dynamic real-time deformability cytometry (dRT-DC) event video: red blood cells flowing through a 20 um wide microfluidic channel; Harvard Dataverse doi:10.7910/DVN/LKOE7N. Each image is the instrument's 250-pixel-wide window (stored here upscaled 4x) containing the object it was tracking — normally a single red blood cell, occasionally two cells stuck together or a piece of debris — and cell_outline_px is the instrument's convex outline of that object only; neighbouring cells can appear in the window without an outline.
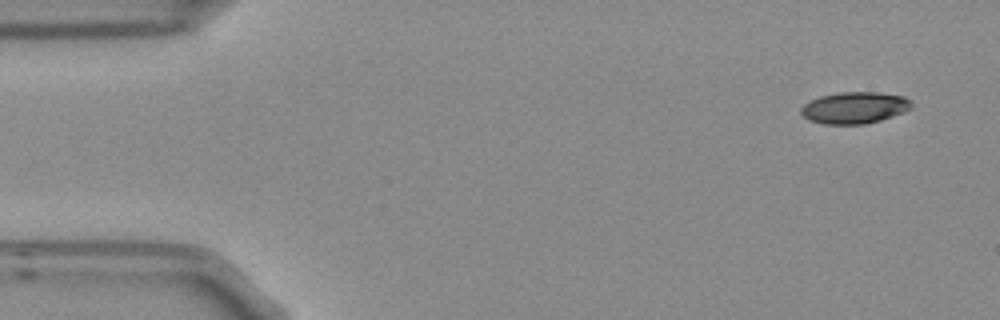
{"species": "Egyptian fruit bat (a non-hibernating species)", "species_latin": "Rousettus aegyptiacus", "temperature_condition": "room temperature", "stored_images_in_passage": 4, "camera_frame_rate_fps": 3000, "um_per_image_px": 0.085, "frame": {"image": 1, "passage_image": 1, "time_ms": 0.0, "image_size_px": [1000, 320], "cell_outline_px": [[912, 108], [904, 112], [880, 120], [864, 124], [824, 124], [808, 120], [800, 112], [800, 108], [804, 104], [820, 96], [836, 92], [876, 92], [904, 96], [912, 100]], "centroid_in_image_um": [72.64, 9.15], "position_along_channel_um": 12.4, "area_um2": 20.46}}